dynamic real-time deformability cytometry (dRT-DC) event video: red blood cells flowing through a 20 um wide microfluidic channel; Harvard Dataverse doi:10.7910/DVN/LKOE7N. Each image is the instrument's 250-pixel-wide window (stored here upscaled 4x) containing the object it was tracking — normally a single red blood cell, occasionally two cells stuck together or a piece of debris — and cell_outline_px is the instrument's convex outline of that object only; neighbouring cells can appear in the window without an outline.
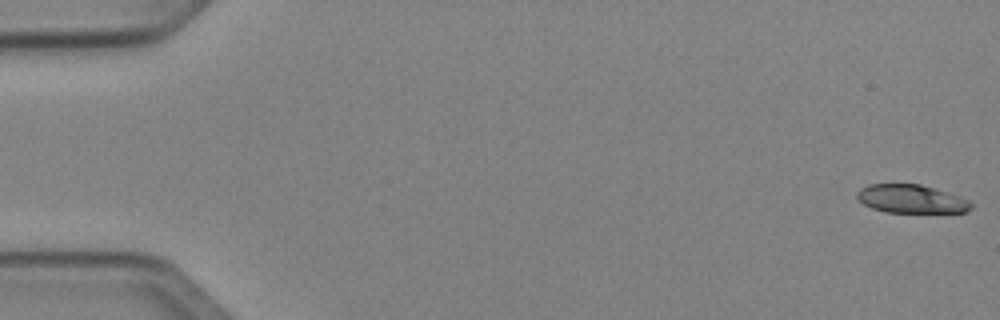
{"species": "Egyptian fruit bat (a non-hibernating species)", "species_latin": "Rousettus aegyptiacus", "temperature_condition": "cold", "stored_images_in_passage": 51, "camera_frame_rate_fps": 3000, "um_per_image_px": 0.085, "animal": {"sex": "female"}, "frame": {"image": 1, "passage_image": 1, "time_ms": 0.0, "image_size_px": [1000, 320], "cell_outline_px": [[972, 208], [968, 212], [884, 212], [872, 208], [864, 204], [856, 196], [856, 192], [860, 188], [868, 184], [920, 184], [960, 196], [968, 200], [972, 204]], "centroid_in_image_um": [77.45, 16.91], "position_along_channel_um": 7.6, "area_um2": 18.84}}
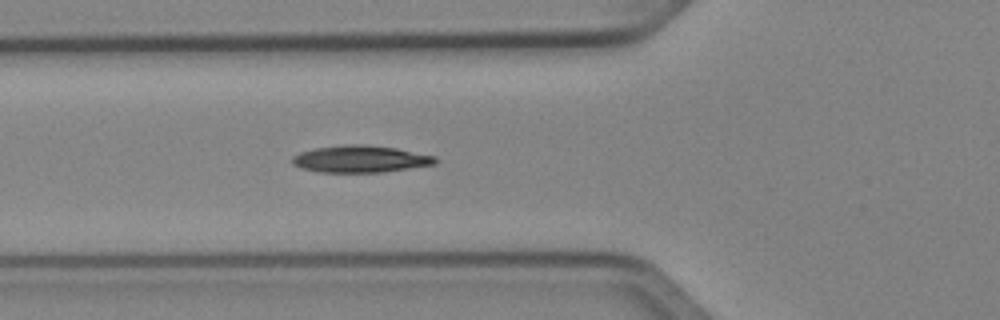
{"frame": {"image": 2, "passage_image": 19, "time_ms": 6.0, "image_size_px": [1000, 320], "cell_outline_px": [[436, 164], [384, 172], [320, 172], [300, 168], [292, 164], [292, 156], [300, 152], [316, 148], [344, 144], [360, 144], [396, 148], [436, 156]], "centroid_in_image_um": [30.62, 13.51], "position_along_channel_um": 95.2, "area_um2": 22.48}}
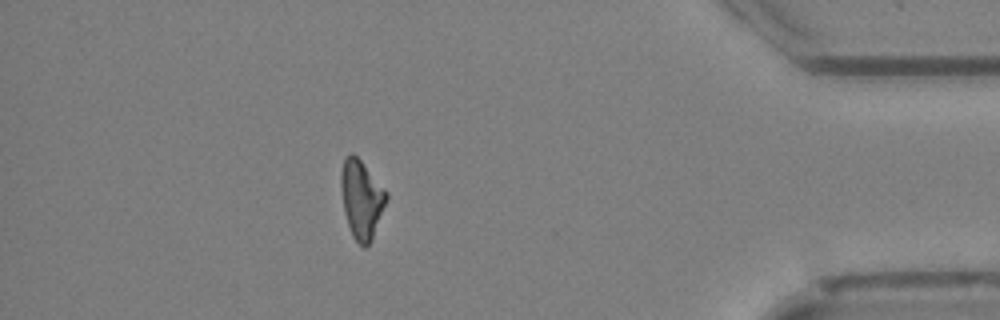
{"frame": {"image": 3, "passage_image": 45, "time_ms": 14.667, "image_size_px": [1000, 320], "cell_outline_px": [[388, 200], [372, 236], [368, 244], [364, 248], [352, 236], [344, 212], [340, 184], [340, 172], [344, 160], [352, 152], [360, 160], [388, 192]], "centroid_in_image_um": [30.72, 16.91], "position_along_channel_um": 404.5, "area_um2": 20.46}, "authors_computed_cell_mechanics": {"area_um2": 20.8658, "velocity_mm_per_s": 4.0672, "shape_relaxation_time_tau1_ms": 9.3179, "shape_relaxation_time_tau2_ms": 7.2879, "deformation_change_tau1": 0.2055, "deformation_change_tau2": 0.1612}}